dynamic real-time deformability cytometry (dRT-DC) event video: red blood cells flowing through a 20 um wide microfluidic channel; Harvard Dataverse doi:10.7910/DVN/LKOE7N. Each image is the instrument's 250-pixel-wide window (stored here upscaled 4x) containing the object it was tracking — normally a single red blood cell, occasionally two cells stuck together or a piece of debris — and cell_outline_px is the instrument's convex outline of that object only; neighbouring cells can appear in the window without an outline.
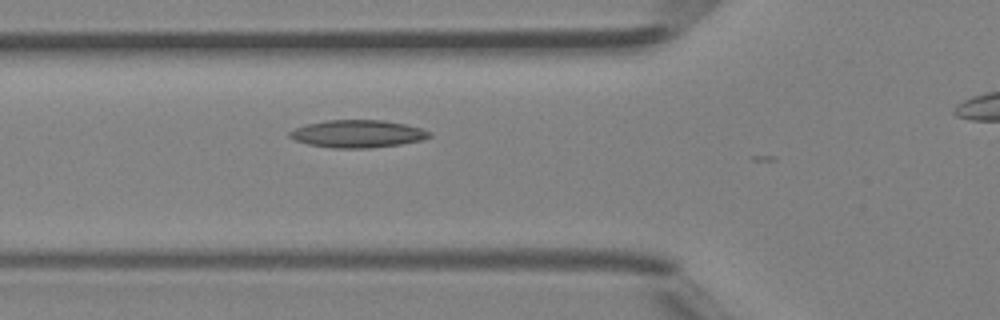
{"species": "Egyptian fruit bat (a non-hibernating species)", "species_latin": "Rousettus aegyptiacus", "temperature_condition": "room temperature", "stored_images_in_passage": 17, "camera_frame_rate_fps": 3000, "um_per_image_px": 0.085, "animal": {"sex": "female"}, "frame": {"image": 1, "passage_image": 16, "time_ms": 5.0, "image_size_px": [1000, 320], "cell_outline_px": [[432, 136], [424, 140], [400, 144], [368, 148], [332, 148], [308, 144], [296, 140], [288, 136], [288, 132], [296, 128], [308, 124], [324, 120], [384, 120], [404, 124], [420, 128], [432, 132]], "centroid_in_image_um": [30.42, 11.37], "position_along_channel_um": 95.4, "area_um2": 22.43}}